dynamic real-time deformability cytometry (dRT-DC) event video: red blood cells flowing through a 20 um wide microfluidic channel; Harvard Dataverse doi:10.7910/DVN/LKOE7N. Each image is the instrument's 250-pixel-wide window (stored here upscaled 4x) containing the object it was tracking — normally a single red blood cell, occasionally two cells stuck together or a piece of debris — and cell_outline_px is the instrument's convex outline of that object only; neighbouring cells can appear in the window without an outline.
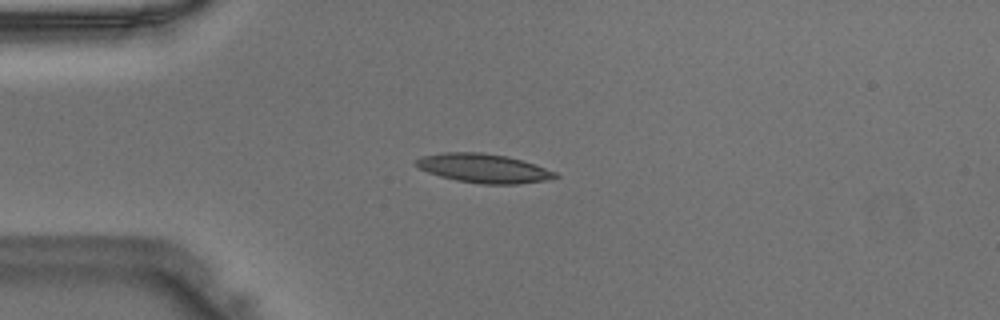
{"species": "Egyptian fruit bat (a non-hibernating species)", "species_latin": "Rousettus aegyptiacus", "temperature_condition": "warm", "stored_images_in_passage": 42, "camera_frame_rate_fps": 3000, "um_per_image_px": 0.085, "animal": {"sex": "male"}, "frame": {"image": 1, "passage_image": 11, "time_ms": 3.333, "image_size_px": [1000, 320], "cell_outline_px": [[560, 176], [548, 180], [520, 184], [480, 184], [456, 180], [440, 176], [428, 172], [420, 168], [416, 164], [416, 160], [420, 156], [444, 152], [480, 152], [508, 156], [556, 172]], "centroid_in_image_um": [41.1, 14.31], "position_along_channel_um": 43.9, "area_um2": 23.41}}
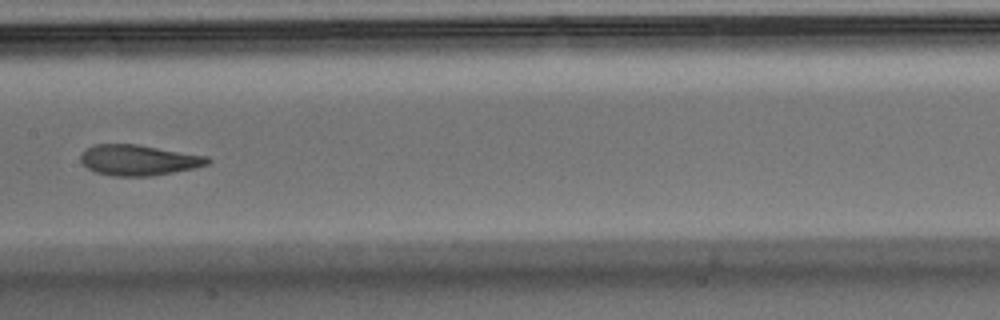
{"frame": {"image": 2, "passage_image": 23, "time_ms": 7.333, "image_size_px": [1000, 320], "cell_outline_px": [[212, 160], [208, 164], [192, 168], [152, 176], [112, 176], [96, 172], [88, 168], [80, 160], [80, 156], [92, 144], [136, 144], [208, 156]], "centroid_in_image_um": [11.78, 13.6], "position_along_channel_um": 195.6, "area_um2": 22.48}}
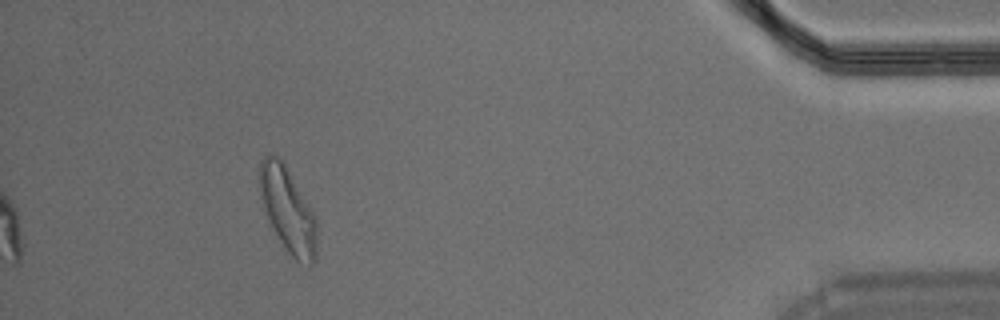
{"frame": {"image": 3, "passage_image": 42, "time_ms": 13.667, "image_size_px": [1000, 320], "cell_outline_px": [[316, 260], [312, 264], [296, 260], [288, 252], [280, 240], [264, 208], [260, 188], [260, 160], [268, 152], [276, 156], [284, 164], [316, 216]], "centroid_in_image_um": [24.48, 17.83], "position_along_channel_um": 410.7, "area_um2": 27.4}}